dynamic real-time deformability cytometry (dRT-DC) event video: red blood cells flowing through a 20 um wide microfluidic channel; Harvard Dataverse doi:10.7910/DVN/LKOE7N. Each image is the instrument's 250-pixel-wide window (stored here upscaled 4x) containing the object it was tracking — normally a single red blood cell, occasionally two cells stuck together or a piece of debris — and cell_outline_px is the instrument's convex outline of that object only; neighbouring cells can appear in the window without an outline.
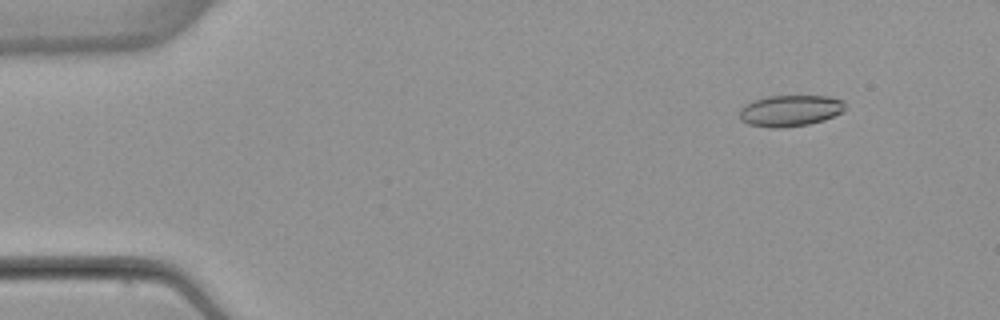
{"species": "common noctule bat (a hibernating species)", "species_latin": "Nyctalus noctula", "temperature_condition": "warm", "stored_images_in_passage": 29, "camera_frame_rate_fps": 3000, "um_per_image_px": 0.085, "animal": {"sex": "female", "body_mass_g": 22.7, "forearm_length_mm": 54.2}, "frame": {"image": 1, "passage_image": 1, "time_ms": 0.0, "image_size_px": [1000, 320], "cell_outline_px": [[844, 112], [824, 120], [808, 124], [784, 128], [768, 128], [748, 124], [740, 120], [740, 108], [744, 104], [752, 100], [768, 96], [828, 96], [844, 100]], "centroid_in_image_um": [67.15, 9.41], "position_along_channel_um": 17.9, "area_um2": 19.54}}
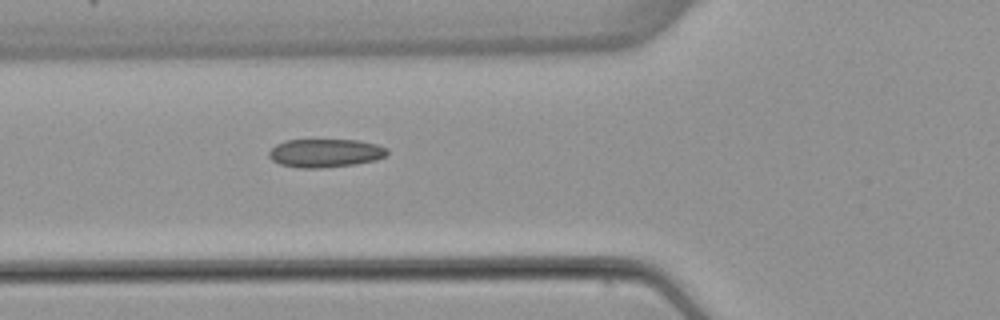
{"frame": {"image": 2, "passage_image": 15, "time_ms": 4.667, "image_size_px": [1000, 320], "cell_outline_px": [[388, 152], [384, 156], [376, 160], [356, 164], [320, 168], [296, 168], [280, 164], [272, 160], [268, 156], [268, 152], [276, 144], [284, 140], [360, 140], [376, 144], [388, 148]], "centroid_in_image_um": [27.63, 13.01], "position_along_channel_um": 98.2, "area_um2": 19.71}}
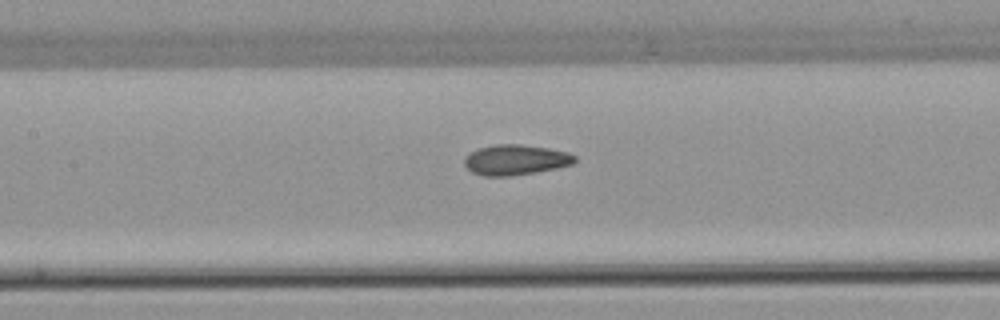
{"frame": {"image": 3, "passage_image": 20, "time_ms": 6.333, "image_size_px": [1000, 320], "cell_outline_px": [[576, 160], [572, 164], [556, 168], [536, 172], [512, 176], [484, 176], [472, 172], [464, 164], [464, 156], [480, 148], [496, 144], [520, 144], [548, 148], [568, 152], [576, 156]], "centroid_in_image_um": [43.83, 13.59], "position_along_channel_um": 163.6, "area_um2": 19.48}}